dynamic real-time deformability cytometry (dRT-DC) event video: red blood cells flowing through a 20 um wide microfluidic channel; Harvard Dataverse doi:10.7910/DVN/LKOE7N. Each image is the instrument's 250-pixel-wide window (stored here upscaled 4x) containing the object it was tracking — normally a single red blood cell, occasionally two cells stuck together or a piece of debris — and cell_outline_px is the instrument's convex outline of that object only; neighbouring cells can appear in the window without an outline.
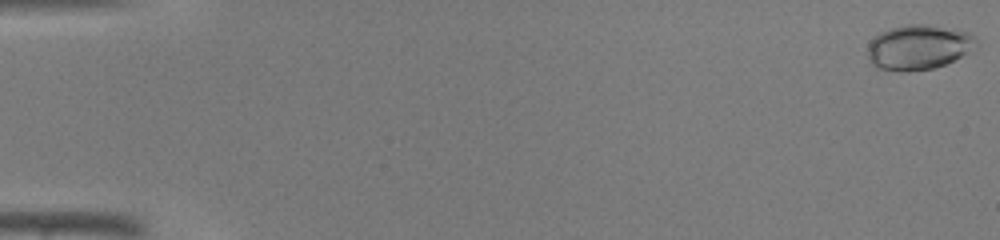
{"species": "common noctule bat (a hibernating species)", "species_latin": "Nyctalus noctula", "temperature_condition": "warm", "stored_images_in_passage": 46, "camera_frame_rate_fps": 3000, "um_per_image_px": 0.085, "animal": {"sex": "male", "body_mass_g": 19.0, "forearm_length_mm": 50.8}, "frame": {"image": 1, "passage_image": 1, "time_ms": 0.0, "image_size_px": [1000, 240], "cell_outline_px": [[976, 36], [964, 52], [960, 56], [944, 64], [932, 68], [908, 72], [876, 68], [872, 64], [868, 56], [868, 44], [880, 32], [892, 28], [908, 24], [920, 24], [968, 32]], "centroid_in_image_um": [77.95, 4.02], "position_along_channel_um": 7.0, "area_um2": 27.34}}
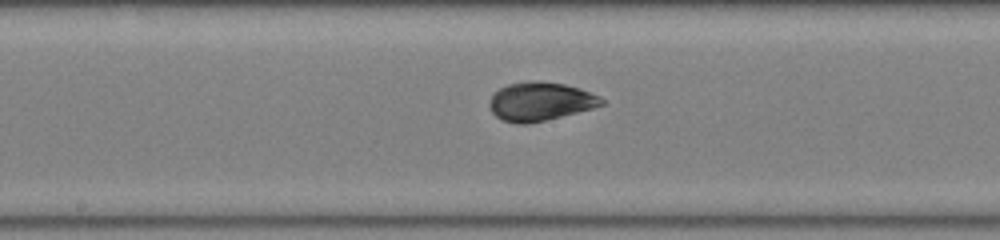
{"frame": {"image": 2, "passage_image": 25, "time_ms": 8.0, "image_size_px": [1000, 240], "cell_outline_px": [[604, 104], [592, 108], [528, 124], [516, 124], [500, 120], [492, 112], [488, 104], [492, 92], [508, 84], [528, 80], [540, 80], [564, 84], [580, 88], [600, 96], [604, 100]], "centroid_in_image_um": [45.87, 8.61], "position_along_channel_um": 202.3, "area_um2": 25.43}}
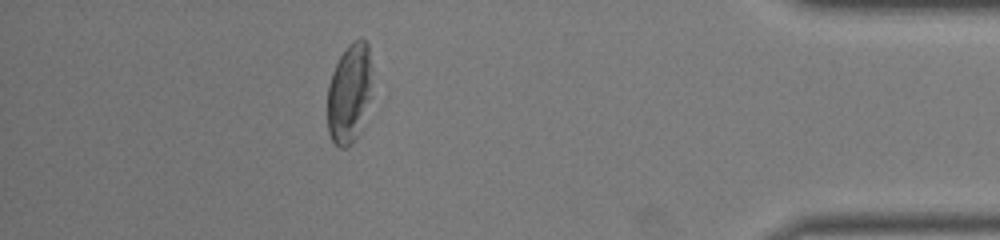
{"frame": {"image": 3, "passage_image": 41, "time_ms": 13.333, "image_size_px": [1000, 240], "cell_outline_px": [[372, 96], [356, 136], [352, 144], [344, 148], [340, 148], [332, 140], [328, 132], [328, 84], [332, 72], [340, 56], [348, 44], [352, 40], [360, 36], [368, 44], [372, 68]], "centroid_in_image_um": [29.71, 7.87], "position_along_channel_um": 405.5, "area_um2": 26.24}}